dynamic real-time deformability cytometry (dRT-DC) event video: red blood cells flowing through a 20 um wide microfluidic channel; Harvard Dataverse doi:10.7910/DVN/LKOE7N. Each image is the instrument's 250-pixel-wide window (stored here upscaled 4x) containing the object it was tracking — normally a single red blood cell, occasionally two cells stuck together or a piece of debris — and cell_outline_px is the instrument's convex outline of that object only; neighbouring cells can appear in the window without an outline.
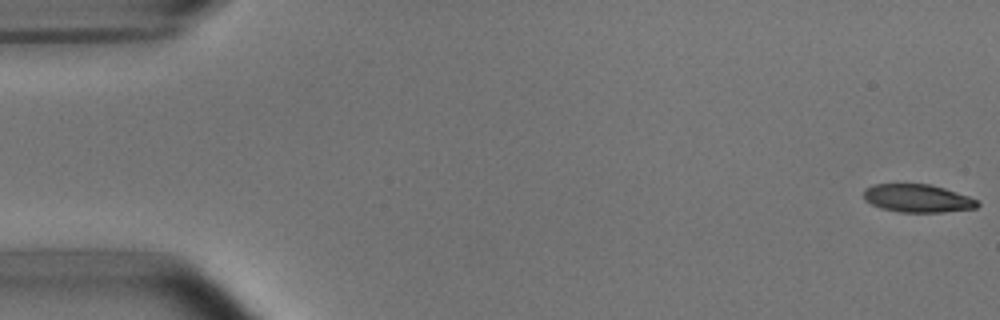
{"species": "common noctule bat (a hibernating species)", "species_latin": "Nyctalus noctula", "temperature_condition": "room temperature", "stored_images_in_passage": 53, "camera_frame_rate_fps": 3000, "um_per_image_px": 0.085, "animal": {"sex": "male", "body_mass_g": 15.6}, "frame": {"image": 1, "passage_image": 1, "time_ms": 0.0, "image_size_px": [1000, 320], "cell_outline_px": [[980, 204], [976, 208], [944, 212], [900, 212], [880, 208], [864, 200], [864, 188], [872, 184], [928, 184], [944, 188], [968, 196], [976, 200]], "centroid_in_image_um": [77.96, 16.86], "position_along_channel_um": 7.0, "area_um2": 18.55}}
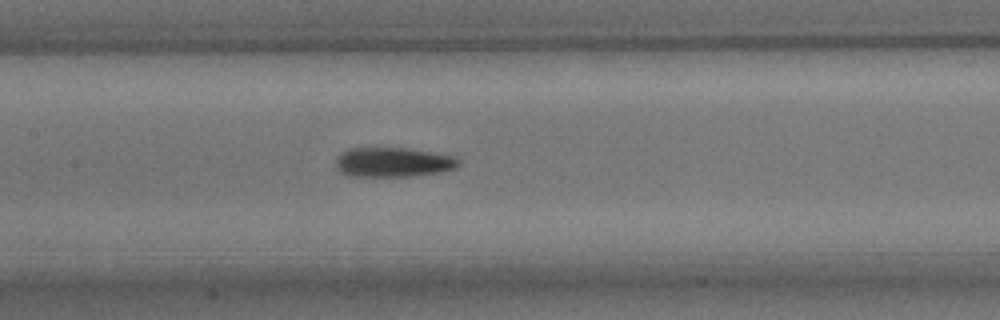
{"frame": {"image": 2, "passage_image": 25, "time_ms": 8.0, "image_size_px": [1000, 320], "cell_outline_px": [[460, 164], [456, 168], [440, 172], [412, 176], [348, 176], [340, 172], [336, 168], [336, 160], [348, 148], [408, 148], [456, 156], [460, 160]], "centroid_in_image_um": [33.45, 13.79], "position_along_channel_um": 173.9, "area_um2": 21.21}}
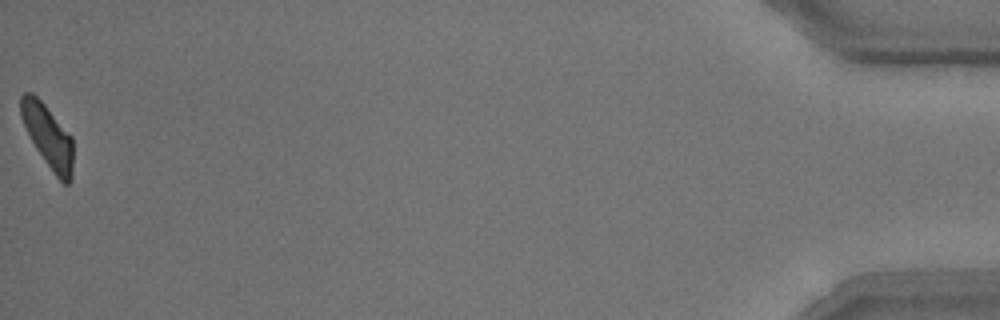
{"frame": {"image": 3, "passage_image": 53, "time_ms": 17.333, "image_size_px": [1000, 320], "cell_outline_px": [[72, 180], [68, 184], [64, 184], [56, 176], [44, 160], [36, 148], [20, 116], [20, 96], [24, 92], [32, 92], [44, 104], [72, 136]], "centroid_in_image_um": [4.08, 11.57], "position_along_channel_um": 431.1, "area_um2": 18.9}, "authors_computed_cell_mechanics": {"area_um2": 20.4612, "velocity_mm_per_s": 3.7911, "shape_relaxation_time_tau1_ms": 4.1035, "shape_relaxation_time_tau2_ms": 4.5256, "deformation_change_tau1": 0.161, "deformation_change_tau2": 0.1193}}